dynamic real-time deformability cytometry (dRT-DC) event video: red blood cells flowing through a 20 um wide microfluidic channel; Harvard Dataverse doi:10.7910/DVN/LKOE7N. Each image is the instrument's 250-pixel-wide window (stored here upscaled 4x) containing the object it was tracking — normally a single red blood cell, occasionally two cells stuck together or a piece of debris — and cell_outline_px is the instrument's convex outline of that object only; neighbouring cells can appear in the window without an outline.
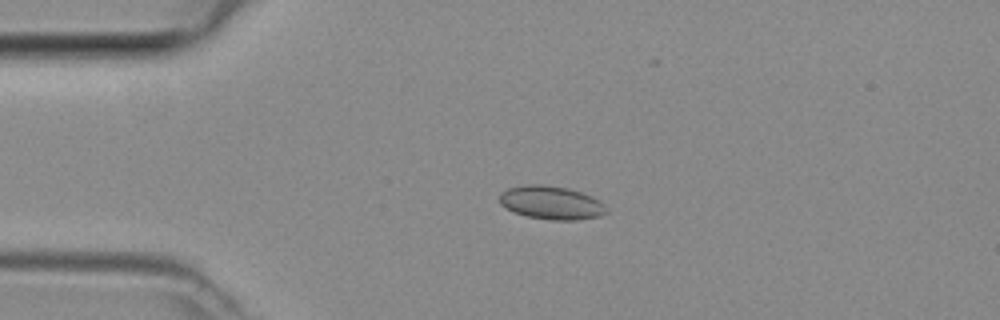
{"species": "common noctule bat (a hibernating species)", "species_latin": "Nyctalus noctula", "temperature_condition": "room temperature", "stored_images_in_passage": 6, "camera_frame_rate_fps": 3000, "um_per_image_px": 0.085, "animal": {"sex": "female", "body_mass_g": 29.2, "forearm_length_mm": 56.3}, "frame": {"image": 1, "passage_image": 3, "time_ms": 0.667, "image_size_px": [1000, 320], "cell_outline_px": [[608, 212], [600, 216], [576, 220], [552, 220], [528, 216], [516, 212], [500, 204], [500, 192], [508, 188], [524, 184], [544, 184], [568, 188], [592, 196], [600, 200], [608, 208]], "centroid_in_image_um": [46.89, 17.21], "position_along_channel_um": 38.1, "area_um2": 20.87}}
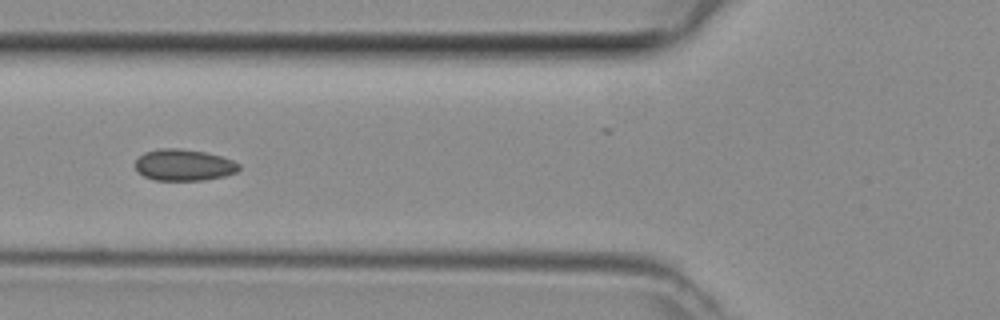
{"frame": {"image": 2, "passage_image": 5, "time_ms": 1.333, "image_size_px": [1000, 320], "cell_outline_px": [[240, 168], [236, 172], [224, 176], [204, 180], [152, 180], [136, 172], [136, 160], [144, 152], [160, 148], [180, 148], [204, 152], [220, 156], [232, 160], [240, 164]], "centroid_in_image_um": [15.6, 14.03], "position_along_channel_um": 110.2, "area_um2": 19.07}}
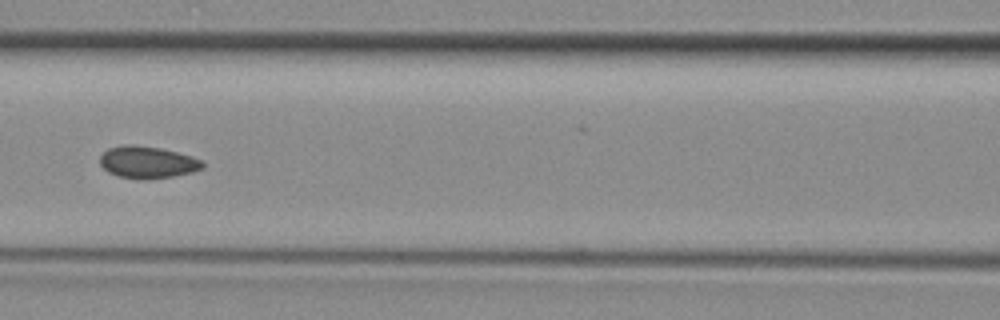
{"frame": {"image": 3, "passage_image": 6, "time_ms": 1.667, "image_size_px": [1000, 320], "cell_outline_px": [[204, 168], [192, 172], [172, 176], [144, 180], [140, 180], [120, 176], [108, 172], [100, 164], [100, 156], [108, 148], [124, 144], [132, 144], [160, 148], [192, 156], [200, 160], [204, 164]], "centroid_in_image_um": [12.52, 13.79], "position_along_channel_um": 154.1, "area_um2": 19.13}}